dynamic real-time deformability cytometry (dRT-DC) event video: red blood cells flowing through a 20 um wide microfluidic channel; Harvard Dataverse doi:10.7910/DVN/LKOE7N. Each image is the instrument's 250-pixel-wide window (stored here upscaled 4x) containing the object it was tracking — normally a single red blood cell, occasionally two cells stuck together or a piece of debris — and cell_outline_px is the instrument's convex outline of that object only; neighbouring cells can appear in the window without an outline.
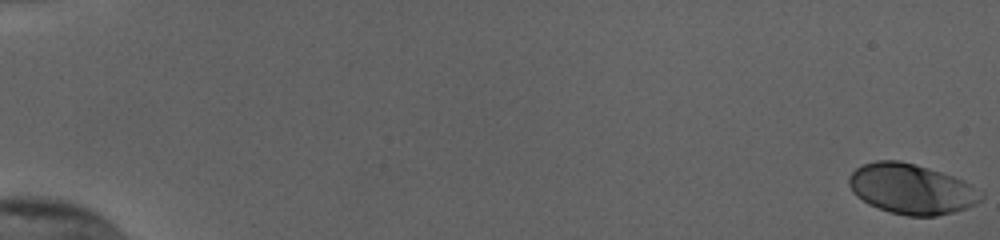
{"species": "human", "species_latin": "Homo sapiens", "temperature_condition": "cold", "stored_images_in_passage": 56, "camera_frame_rate_fps": 3000, "um_per_image_px": 0.085, "donor": {"sex": "female"}, "frame": {"image": 1, "passage_image": 1, "time_ms": 0.0, "image_size_px": [1000, 240], "cell_outline_px": [[984, 196], [976, 204], [952, 212], [936, 216], [908, 216], [892, 212], [868, 204], [856, 196], [852, 192], [848, 184], [848, 176], [856, 168], [864, 164], [876, 160], [900, 160], [916, 164], [964, 180], [984, 192]], "centroid_in_image_um": [77.47, 16.05], "position_along_channel_um": 7.5, "area_um2": 38.67}}
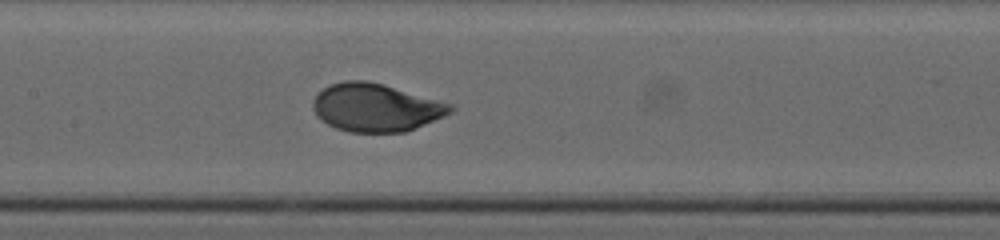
{"frame": {"image": 2, "passage_image": 30, "time_ms": 9.667, "image_size_px": [1000, 240], "cell_outline_px": [[456, 108], [452, 112], [444, 116], [404, 132], [348, 132], [336, 128], [328, 124], [316, 116], [312, 108], [312, 100], [324, 88], [332, 84], [344, 80], [364, 80], [384, 84], [452, 104]], "centroid_in_image_um": [31.93, 9.14], "position_along_channel_um": 175.5, "area_um2": 38.32}}
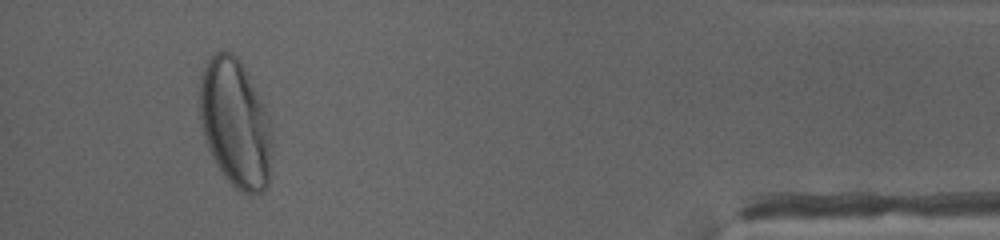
{"frame": {"image": 3, "passage_image": 53, "time_ms": 17.333, "image_size_px": [1000, 240], "cell_outline_px": [[272, 148], [268, 184], [264, 192], [256, 196], [252, 196], [240, 192], [224, 176], [216, 164], [204, 140], [200, 128], [200, 72], [208, 60], [216, 52], [232, 52], [236, 56], [244, 68], [264, 108], [268, 120], [272, 144]], "centroid_in_image_um": [19.98, 10.55], "position_along_channel_um": 415.2, "area_um2": 54.04}, "authors_computed_cell_mechanics": {"area_um2": 38.2058, "velocity_mm_per_s": 3.7924, "shape_relaxation_time_tau1_ms": 3.2942, "shape_relaxation_time_tau2_ms": null, "deformation_change_tau1": 0.1591, "deformation_change_tau2": null}}